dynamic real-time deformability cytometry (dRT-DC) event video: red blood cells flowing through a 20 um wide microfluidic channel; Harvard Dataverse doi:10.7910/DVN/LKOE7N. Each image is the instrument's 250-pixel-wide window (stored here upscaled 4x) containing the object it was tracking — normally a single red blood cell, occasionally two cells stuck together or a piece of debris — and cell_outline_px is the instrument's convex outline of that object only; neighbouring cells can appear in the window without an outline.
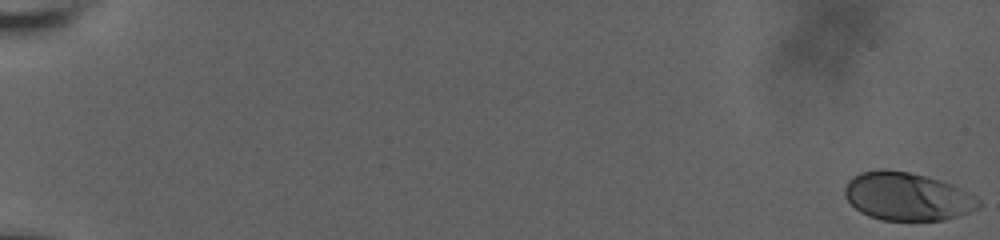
{"species": "human", "species_latin": "Homo sapiens", "temperature_condition": "room temperature", "stored_images_in_passage": 13, "camera_frame_rate_fps": 3000, "um_per_image_px": 0.085, "donor": {"sex": "male"}, "frame": {"image": 1, "passage_image": 1, "time_ms": 0.0, "image_size_px": [1000, 240], "cell_outline_px": [[980, 208], [944, 220], [880, 220], [868, 216], [860, 212], [844, 196], [844, 188], [848, 180], [852, 176], [860, 172], [884, 168], [908, 172], [940, 180], [952, 184], [976, 196], [980, 200]], "centroid_in_image_um": [77.09, 16.69], "position_along_channel_um": 7.9, "area_um2": 37.63}}
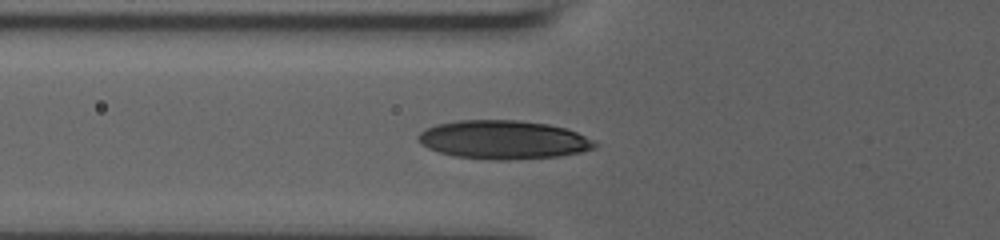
{"frame": {"image": 2, "passage_image": 11, "time_ms": 3.333, "image_size_px": [1000, 240], "cell_outline_px": [[596, 148], [580, 152], [556, 156], [508, 160], [496, 160], [456, 156], [440, 152], [428, 148], [420, 144], [416, 140], [416, 136], [420, 132], [436, 124], [460, 120], [516, 120], [548, 124], [564, 128], [576, 132], [592, 140], [596, 144]], "centroid_in_image_um": [42.74, 11.87], "position_along_channel_um": 83.1, "area_um2": 39.48}}
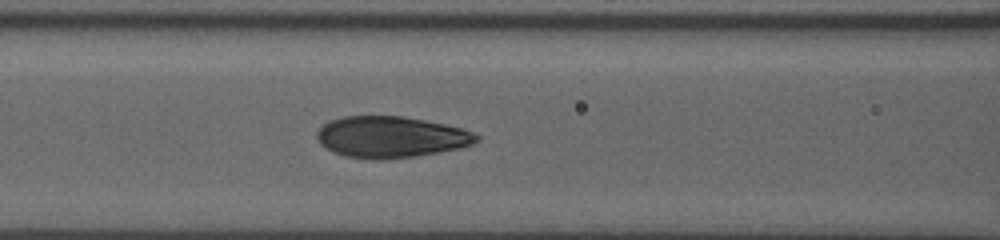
{"frame": {"image": 3, "passage_image": 13, "time_ms": 4.0, "image_size_px": [1000, 240], "cell_outline_px": [[480, 140], [472, 144], [460, 148], [416, 156], [380, 160], [372, 160], [344, 156], [332, 152], [320, 144], [316, 136], [316, 132], [324, 124], [332, 120], [344, 116], [404, 116], [464, 128], [480, 136]], "centroid_in_image_um": [33.22, 11.65], "position_along_channel_um": 133.4, "area_um2": 38.61}}